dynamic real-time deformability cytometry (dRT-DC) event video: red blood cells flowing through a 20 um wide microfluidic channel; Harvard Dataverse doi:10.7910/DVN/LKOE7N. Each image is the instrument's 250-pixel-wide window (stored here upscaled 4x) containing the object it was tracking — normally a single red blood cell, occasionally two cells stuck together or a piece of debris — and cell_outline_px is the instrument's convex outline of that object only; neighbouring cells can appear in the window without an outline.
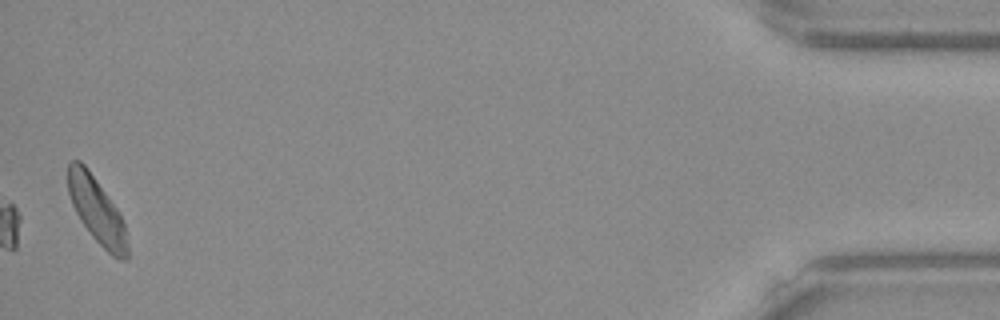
{"species": "Egyptian fruit bat (a non-hibernating species)", "species_latin": "Rousettus aegyptiacus", "temperature_condition": "warm", "stored_images_in_passage": 36, "camera_frame_rate_fps": 3000, "um_per_image_px": 0.085, "frame": {"image": 1, "passage_image": 36, "time_ms": 11.667, "image_size_px": [1000, 320], "cell_outline_px": [[128, 260], [120, 260], [112, 256], [92, 236], [80, 220], [72, 204], [68, 192], [68, 164], [72, 160], [80, 160], [84, 164], [120, 212], [124, 224], [128, 248]], "centroid_in_image_um": [8.24, 17.9], "position_along_channel_um": 427.0, "area_um2": 22.6}, "authors_computed_cell_mechanics": {"area_um2": 19.8254, "velocity_mm_per_s": 3.9186, "shape_relaxation_time_tau1_ms": 1.901, "shape_relaxation_time_tau2_ms": 2.51, "deformation_change_tau1": 0.0946, "deformation_change_tau2": 0.0712}}